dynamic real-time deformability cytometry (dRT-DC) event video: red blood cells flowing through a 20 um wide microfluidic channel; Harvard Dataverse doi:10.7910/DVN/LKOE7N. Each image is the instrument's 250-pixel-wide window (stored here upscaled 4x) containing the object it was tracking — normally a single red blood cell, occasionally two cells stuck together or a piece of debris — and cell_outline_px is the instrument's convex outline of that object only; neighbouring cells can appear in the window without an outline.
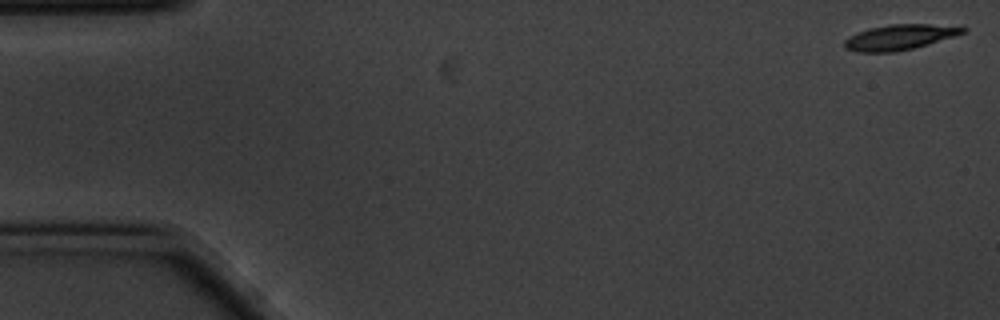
{"species": "common noctule bat (a hibernating species)", "species_latin": "Nyctalus noctula", "temperature_condition": "cold", "stored_images_in_passage": 57, "camera_frame_rate_fps": 3000, "um_per_image_px": 0.085, "animal": {"sex": "male", "body_mass_g": 20.1, "forearm_length_mm": 53.5}, "frame": {"image": 1, "passage_image": 1, "time_ms": 0.0, "image_size_px": [1000, 320], "cell_outline_px": [[968, 28], [964, 32], [956, 36], [928, 44], [896, 52], [856, 52], [844, 48], [844, 40], [848, 36], [856, 32], [868, 28], [888, 24], [928, 24]], "centroid_in_image_um": [76.4, 3.16], "position_along_channel_um": 8.6, "area_um2": 17.51}}
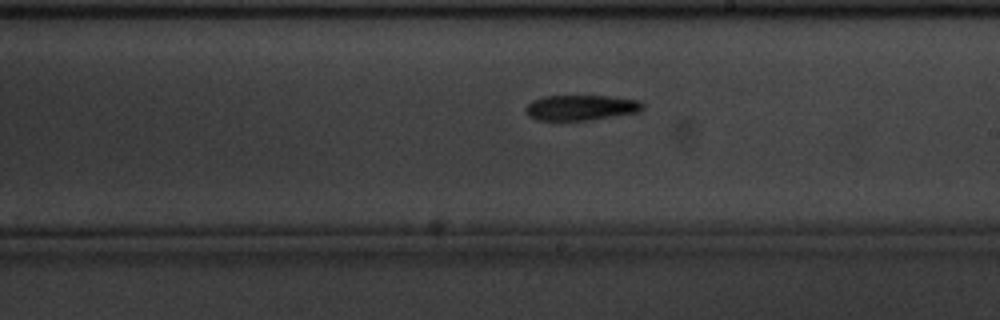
{"frame": {"image": 2, "passage_image": 32, "time_ms": 10.333, "image_size_px": [1000, 320], "cell_outline_px": [[644, 108], [640, 112], [588, 120], [536, 120], [528, 116], [524, 112], [524, 108], [532, 100], [544, 96], [612, 96], [640, 100], [644, 104]], "centroid_in_image_um": [49.38, 9.14], "position_along_channel_um": 239.6, "area_um2": 17.51}}
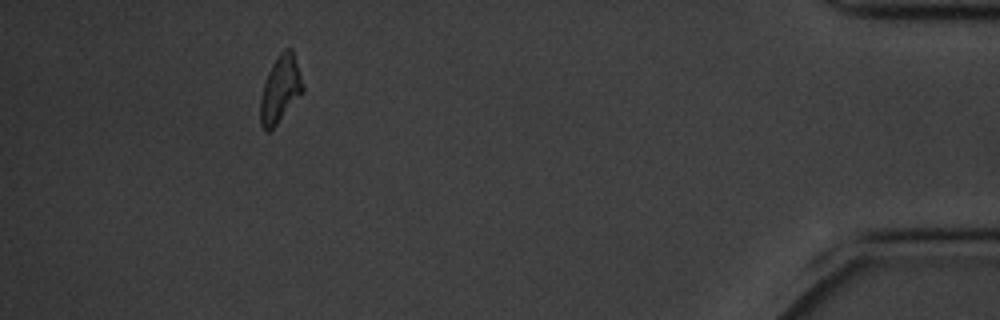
{"frame": {"image": 3, "passage_image": 52, "time_ms": 17.0, "image_size_px": [1000, 320], "cell_outline_px": [[304, 92], [276, 124], [268, 132], [260, 124], [260, 100], [264, 84], [268, 72], [272, 64], [280, 52], [284, 48], [292, 48], [304, 84]], "centroid_in_image_um": [23.84, 7.56], "position_along_channel_um": 411.4, "area_um2": 16.47}, "authors_computed_cell_mechanics": {"area_um2": 17.1666, "velocity_mm_per_s": 3.4768, "shape_relaxation_time_tau1_ms": 4.1909, "shape_relaxation_time_tau2_ms": null, "deformation_change_tau1": 0.1543, "deformation_change_tau2": null}}